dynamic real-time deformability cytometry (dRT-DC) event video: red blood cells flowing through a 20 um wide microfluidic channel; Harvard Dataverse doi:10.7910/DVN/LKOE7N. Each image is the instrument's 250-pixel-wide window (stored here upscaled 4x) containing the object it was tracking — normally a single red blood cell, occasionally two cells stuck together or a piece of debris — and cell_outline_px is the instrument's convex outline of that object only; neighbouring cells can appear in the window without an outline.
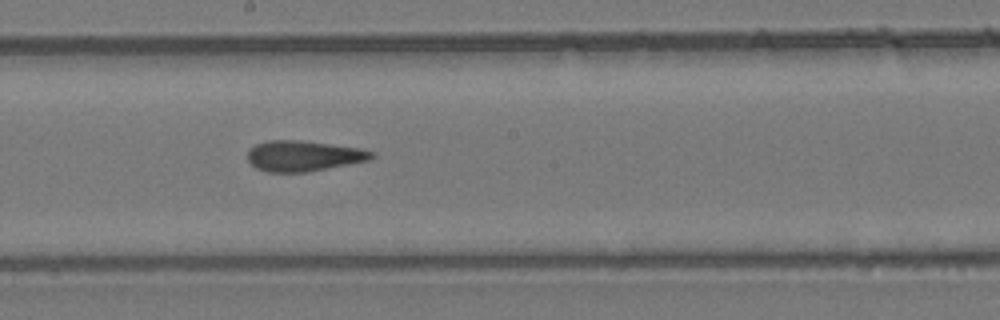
{"species": "common noctule bat (a hibernating species)", "species_latin": "Nyctalus noctula", "temperature_condition": "room temperature", "stored_images_in_passage": 7, "camera_frame_rate_fps": 3000, "um_per_image_px": 0.085, "animal": {"sex": "female", "body_mass_g": 24.6, "forearm_length_mm": 56.2}, "frame": {"image": 1, "passage_image": 7, "time_ms": 2.0, "image_size_px": [1000, 320], "cell_outline_px": [[376, 156], [372, 160], [308, 172], [268, 172], [256, 168], [248, 160], [248, 152], [256, 144], [268, 140], [300, 140], [360, 148], [376, 152]], "centroid_in_image_um": [25.86, 13.26], "position_along_channel_um": 222.3, "area_um2": 22.25}}